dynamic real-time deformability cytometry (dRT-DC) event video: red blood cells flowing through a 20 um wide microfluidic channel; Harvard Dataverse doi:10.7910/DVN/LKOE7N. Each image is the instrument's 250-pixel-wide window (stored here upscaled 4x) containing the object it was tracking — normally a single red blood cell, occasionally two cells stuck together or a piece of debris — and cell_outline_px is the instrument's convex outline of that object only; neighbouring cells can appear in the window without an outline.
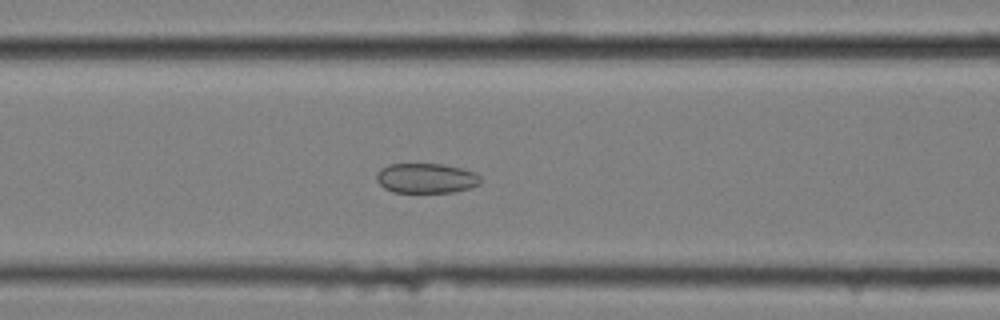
{"species": "common noctule bat (a hibernating species)", "species_latin": "Nyctalus noctula", "temperature_condition": "cold", "stored_images_in_passage": 58, "camera_frame_rate_fps": 3000, "um_per_image_px": 0.085, "animal": {"sex": "female", "body_mass_g": 25.1}, "frame": {"image": 1, "passage_image": 24, "time_ms": 7.667, "image_size_px": [1000, 320], "cell_outline_px": [[484, 180], [480, 184], [468, 188], [452, 192], [392, 192], [384, 188], [376, 180], [376, 172], [380, 168], [388, 164], [444, 164], [476, 172]], "centroid_in_image_um": [36.22, 15.14], "position_along_channel_um": 130.4, "area_um2": 18.32}}
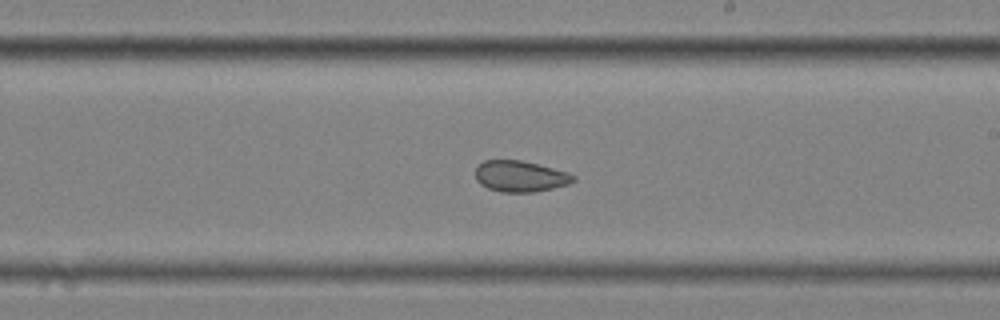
{"frame": {"image": 2, "passage_image": 34, "time_ms": 11.0, "image_size_px": [1000, 320], "cell_outline_px": [[576, 180], [568, 184], [536, 192], [500, 192], [488, 188], [480, 184], [476, 180], [476, 164], [484, 160], [520, 160], [568, 172], [576, 176]], "centroid_in_image_um": [44.2, 14.98], "position_along_channel_um": 244.8, "area_um2": 17.8}}
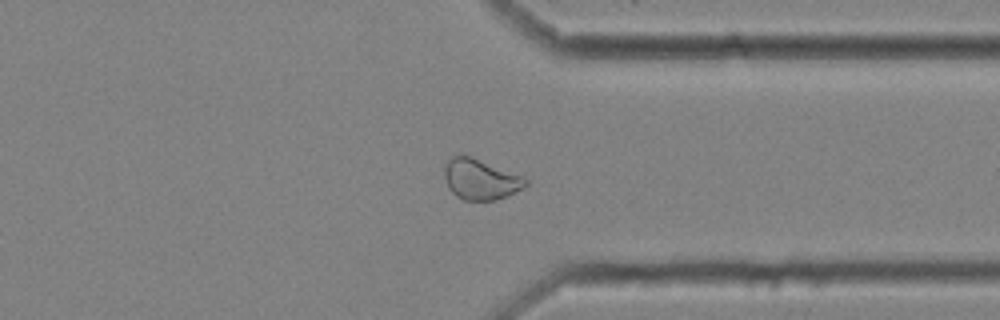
{"frame": {"image": 3, "passage_image": 45, "time_ms": 14.667, "image_size_px": [1000, 320], "cell_outline_px": [[528, 184], [524, 188], [496, 200], [464, 200], [456, 196], [448, 188], [444, 176], [444, 168], [448, 160], [452, 156], [472, 156], [524, 176], [528, 180]], "centroid_in_image_um": [40.86, 15.24], "position_along_channel_um": 370.5, "area_um2": 19.31}, "authors_computed_cell_mechanics": {"area_um2": 21.2704, "velocity_mm_per_s": 3.4431, "shape_relaxation_time_tau1_ms": null, "shape_relaxation_time_tau2_ms": 2.2986, "deformation_change_tau1": null, "deformation_change_tau2": 0.0735}}